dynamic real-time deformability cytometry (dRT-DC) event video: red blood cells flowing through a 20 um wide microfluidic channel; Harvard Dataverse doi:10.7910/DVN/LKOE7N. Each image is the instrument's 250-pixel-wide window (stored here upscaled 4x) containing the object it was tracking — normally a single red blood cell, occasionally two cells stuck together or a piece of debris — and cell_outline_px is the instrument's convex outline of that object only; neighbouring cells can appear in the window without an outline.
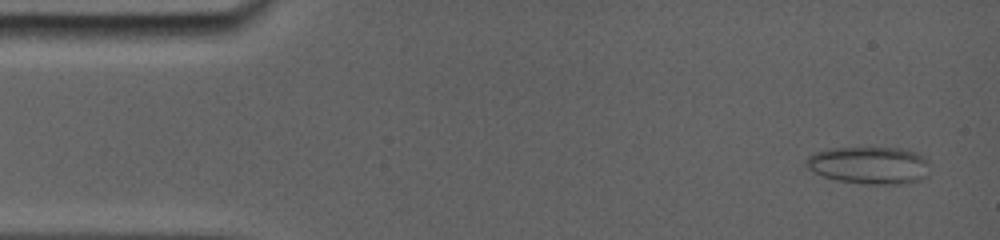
{"species": "common noctule bat (a hibernating species)", "species_latin": "Nyctalus noctula", "temperature_condition": "room temperature", "stored_images_in_passage": 65, "camera_frame_rate_fps": 5000, "um_per_image_px": 0.085, "animal": {"sex": "female", "body_mass_g": 19.0, "forearm_length_mm": 56.7}, "frame": {"image": 1, "passage_image": 4, "time_ms": 0.8, "image_size_px": [1000, 240], "cell_outline_px": [[912, 180], [840, 180], [824, 176], [816, 172], [808, 164], [812, 156], [824, 152], [900, 152], [912, 156]], "centroid_in_image_um": [73.39, 14.09], "position_along_channel_um": 11.6, "area_um2": 19.19}}
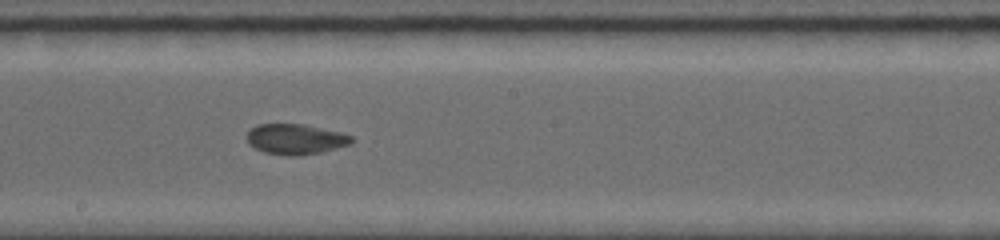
{"frame": {"image": 2, "passage_image": 35, "time_ms": 9.0, "image_size_px": [1000, 240], "cell_outline_px": [[352, 140], [348, 144], [320, 152], [300, 156], [288, 156], [264, 152], [248, 144], [248, 132], [252, 128], [260, 124], [300, 124], [340, 132], [352, 136]], "centroid_in_image_um": [25.09, 11.84], "position_along_channel_um": 223.1, "area_um2": 18.15}}
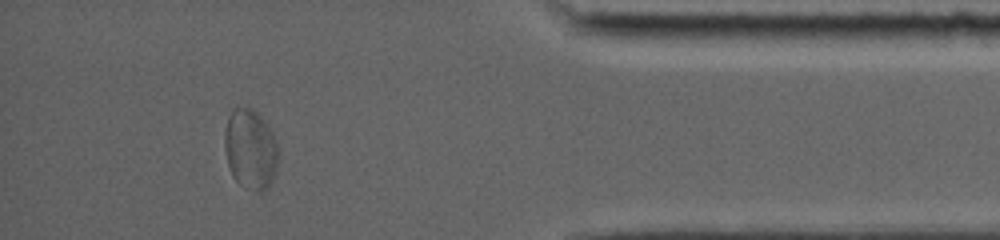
{"frame": {"image": 3, "passage_image": 58, "time_ms": 14.6, "image_size_px": [1000, 240], "cell_outline_px": [[276, 168], [272, 180], [260, 192], [240, 184], [232, 176], [228, 164], [224, 148], [224, 132], [228, 116], [232, 108], [252, 108], [268, 124], [276, 140]], "centroid_in_image_um": [21.25, 12.63], "position_along_channel_um": 414.0, "area_um2": 24.68}}